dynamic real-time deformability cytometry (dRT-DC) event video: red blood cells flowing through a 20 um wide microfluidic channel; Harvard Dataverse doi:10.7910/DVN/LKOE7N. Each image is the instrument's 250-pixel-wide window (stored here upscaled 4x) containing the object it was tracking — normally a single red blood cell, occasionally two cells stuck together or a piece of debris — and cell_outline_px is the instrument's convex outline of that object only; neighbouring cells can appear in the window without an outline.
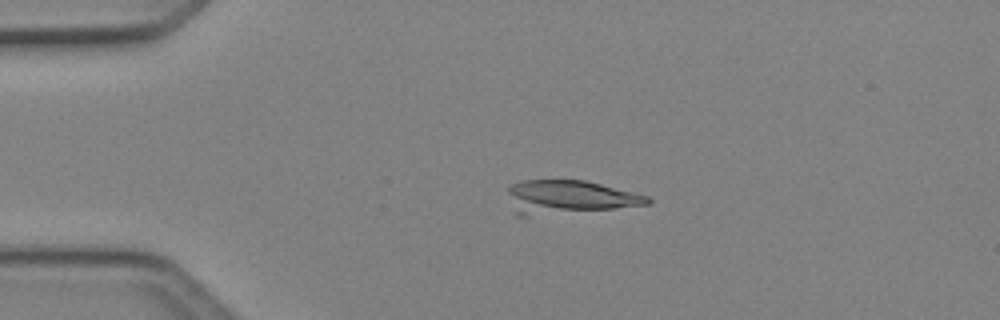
{"species": "Egyptian fruit bat (a non-hibernating species)", "species_latin": "Rousettus aegyptiacus", "temperature_condition": "cold", "stored_images_in_passage": 5, "camera_frame_rate_fps": 3000, "um_per_image_px": 0.085, "animal": {"sex": "female"}, "frame": {"image": 1, "passage_image": 4, "time_ms": 1.0, "image_size_px": [1000, 320], "cell_outline_px": [[652, 204], [616, 208], [528, 216], [516, 216], [508, 192], [508, 188], [512, 184], [520, 180], [584, 180], [648, 196], [652, 200]], "centroid_in_image_um": [48.35, 16.76], "position_along_channel_um": 36.6, "area_um2": 27.11}}